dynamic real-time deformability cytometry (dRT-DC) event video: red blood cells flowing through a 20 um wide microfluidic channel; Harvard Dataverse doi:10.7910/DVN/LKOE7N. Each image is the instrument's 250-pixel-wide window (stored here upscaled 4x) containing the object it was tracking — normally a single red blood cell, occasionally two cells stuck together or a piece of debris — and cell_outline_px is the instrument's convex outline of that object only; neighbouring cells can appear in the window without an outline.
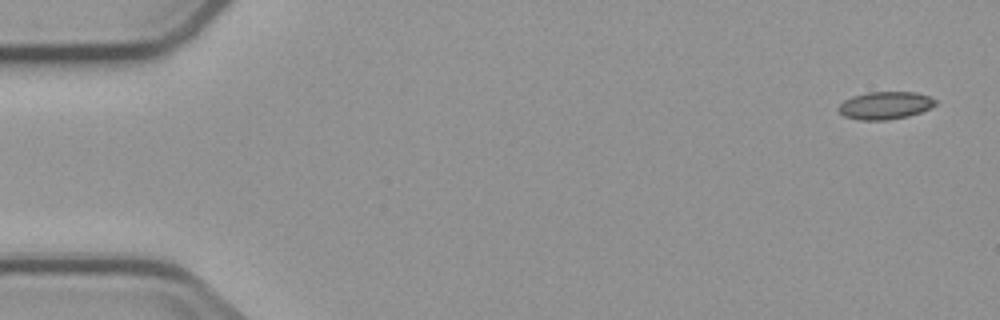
{"species": "common noctule bat (a hibernating species)", "species_latin": "Nyctalus noctula", "temperature_condition": "cold", "stored_images_in_passage": 6, "segment_of_instrument_passage": [2, 2], "camera_frame_rate_fps": 3000, "um_per_image_px": 0.085, "animal": {"sex": "male", "body_mass_g": 23.1, "forearm_length_mm": 52.7}, "frame": {"image": 1, "passage_image": 6, "time_ms": 5.667, "image_size_px": [1000, 320], "cell_outline_px": [[936, 104], [920, 112], [908, 116], [888, 120], [856, 120], [844, 116], [836, 108], [844, 100], [852, 96], [868, 92], [916, 92], [928, 96], [936, 100]], "centroid_in_image_um": [75.19, 8.96], "position_along_channel_um": 9.8, "area_um2": 15.61}}